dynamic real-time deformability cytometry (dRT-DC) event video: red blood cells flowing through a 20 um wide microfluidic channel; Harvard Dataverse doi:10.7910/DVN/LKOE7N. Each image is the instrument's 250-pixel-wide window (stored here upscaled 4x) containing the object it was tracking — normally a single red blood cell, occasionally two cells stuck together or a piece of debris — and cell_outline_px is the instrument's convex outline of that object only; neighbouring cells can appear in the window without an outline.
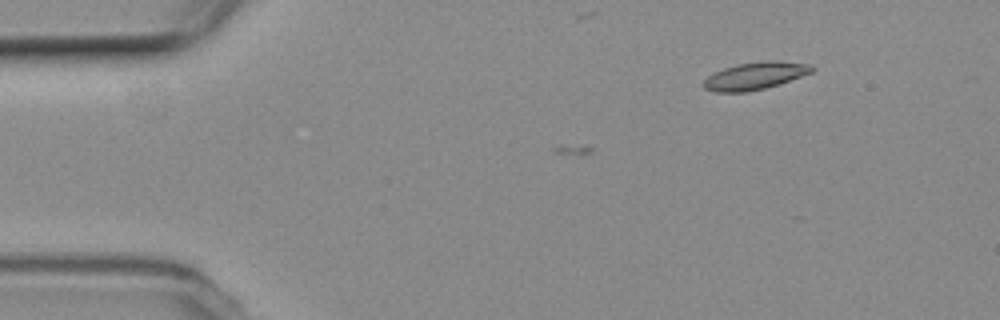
{"species": "common noctule bat (a hibernating species)", "species_latin": "Nyctalus noctula", "temperature_condition": "room temperature", "stored_images_in_passage": 3, "camera_frame_rate_fps": 3000, "um_per_image_px": 0.085, "animal": {"sex": "female", "body_mass_g": 19.3, "forearm_length_mm": 54.1}, "frame": {"image": 1, "passage_image": 3, "time_ms": 0.667, "image_size_px": [1000, 320], "cell_outline_px": [[816, 68], [812, 72], [764, 88], [748, 92], [716, 92], [704, 88], [704, 80], [708, 76], [724, 68], [740, 64], [764, 60], [780, 60], [812, 64]], "centroid_in_image_um": [64.21, 6.43], "position_along_channel_um": 20.8, "area_um2": 17.11}}